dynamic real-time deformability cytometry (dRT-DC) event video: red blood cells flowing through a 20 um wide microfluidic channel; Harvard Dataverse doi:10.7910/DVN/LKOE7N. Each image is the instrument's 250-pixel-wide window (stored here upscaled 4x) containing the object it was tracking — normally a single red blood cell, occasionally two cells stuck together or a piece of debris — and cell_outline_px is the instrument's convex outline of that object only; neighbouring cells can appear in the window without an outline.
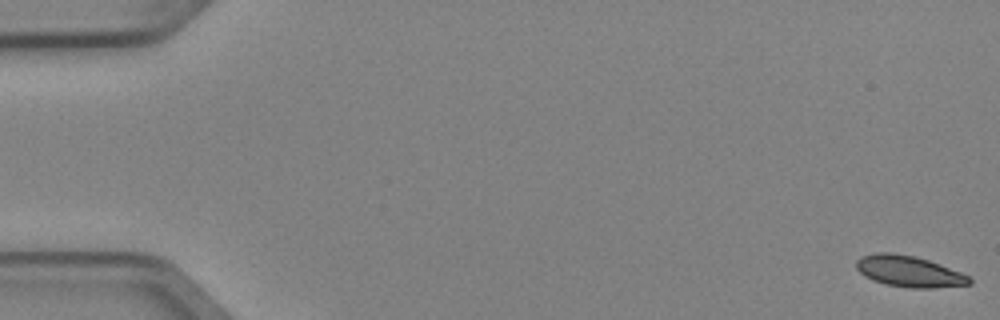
{"species": "Egyptian fruit bat (a non-hibernating species)", "species_latin": "Rousettus aegyptiacus", "temperature_condition": "cold", "stored_images_in_passage": 5, "camera_frame_rate_fps": 3000, "um_per_image_px": 0.085, "animal": {"sex": "female"}, "frame": {"image": 1, "passage_image": 1, "time_ms": 0.0, "image_size_px": [1000, 320], "cell_outline_px": [[972, 284], [936, 288], [912, 288], [884, 284], [872, 280], [864, 276], [856, 268], [856, 260], [860, 256], [876, 252], [892, 252], [916, 256], [940, 264], [972, 276]], "centroid_in_image_um": [77.28, 23.06], "position_along_channel_um": 7.7, "area_um2": 20.92}}